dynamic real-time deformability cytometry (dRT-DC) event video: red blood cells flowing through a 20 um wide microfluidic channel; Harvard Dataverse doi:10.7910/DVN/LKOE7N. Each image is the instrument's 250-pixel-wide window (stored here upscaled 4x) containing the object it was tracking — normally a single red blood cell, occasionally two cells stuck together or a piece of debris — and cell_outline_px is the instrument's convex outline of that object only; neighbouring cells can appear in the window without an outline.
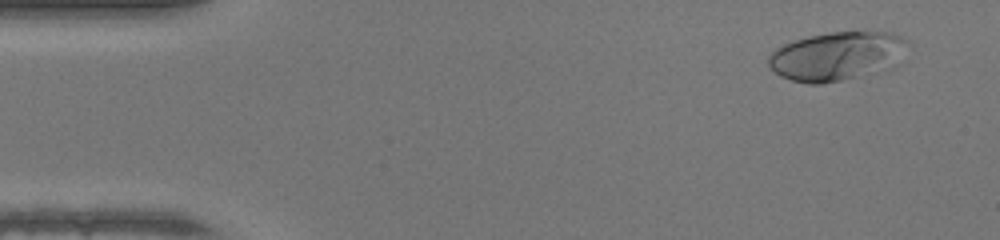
{"species": "human", "species_latin": "Homo sapiens", "temperature_condition": "warm", "stored_images_in_passage": 47, "camera_frame_rate_fps": 3000, "um_per_image_px": 0.085, "donor": {"sex": "female"}, "frame": {"image": 1, "passage_image": 3, "time_ms": 0.667, "image_size_px": [1000, 240], "cell_outline_px": [[908, 44], [900, 64], [896, 68], [840, 80], [820, 84], [808, 84], [792, 80], [780, 76], [768, 64], [768, 56], [776, 48], [784, 44], [796, 40], [812, 36], [832, 32], [892, 32], [908, 40]], "centroid_in_image_um": [71.21, 4.78], "position_along_channel_um": 13.8, "area_um2": 39.77}}
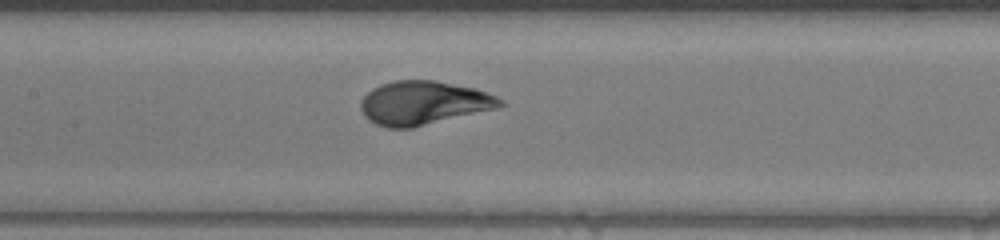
{"frame": {"image": 2, "passage_image": 22, "time_ms": 7.0, "image_size_px": [1000, 240], "cell_outline_px": [[504, 104], [500, 108], [412, 128], [384, 128], [368, 120], [364, 116], [360, 108], [360, 100], [372, 88], [380, 84], [396, 80], [436, 80], [472, 88], [496, 96], [504, 100]], "centroid_in_image_um": [35.98, 8.76], "position_along_channel_um": 171.4, "area_um2": 35.78}}
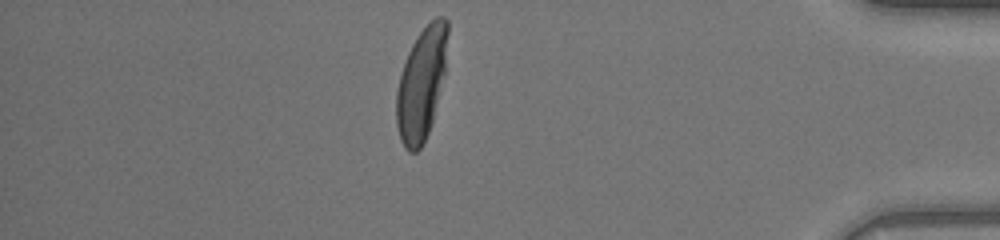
{"frame": {"image": 3, "passage_image": 41, "time_ms": 13.333, "image_size_px": [1000, 240], "cell_outline_px": [[448, 32], [444, 72], [432, 120], [428, 132], [420, 148], [416, 152], [408, 152], [404, 148], [400, 140], [396, 124], [396, 92], [400, 76], [408, 52], [412, 44], [420, 32], [436, 16], [444, 16], [448, 20]], "centroid_in_image_um": [35.8, 7.12], "position_along_channel_um": 399.4, "area_um2": 33.06}, "authors_computed_cell_mechanics": {"area_um2": 35.3158, "velocity_mm_per_s": 4.2738, "shape_relaxation_time_tau1_ms": 3.6929, "shape_relaxation_time_tau2_ms": null, "deformation_change_tau1": 0.2456, "deformation_change_tau2": null}}